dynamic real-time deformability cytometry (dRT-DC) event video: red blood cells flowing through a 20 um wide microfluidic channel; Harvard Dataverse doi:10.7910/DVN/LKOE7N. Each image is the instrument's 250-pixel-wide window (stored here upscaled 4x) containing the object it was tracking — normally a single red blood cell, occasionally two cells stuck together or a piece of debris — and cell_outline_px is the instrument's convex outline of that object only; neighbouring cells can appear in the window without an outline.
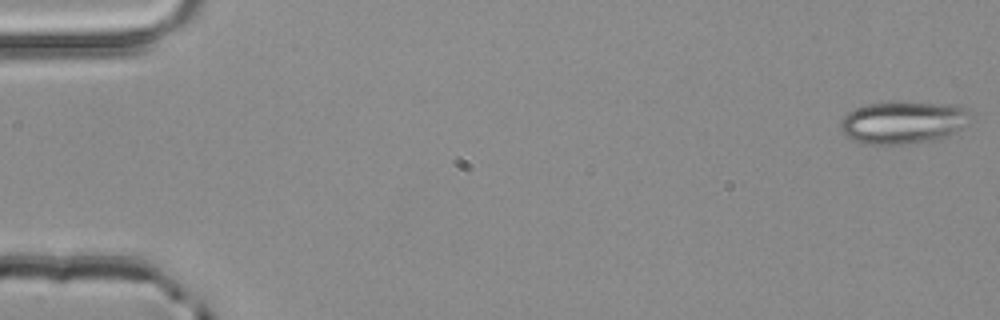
{"species": "common noctule bat (a hibernating species)", "species_latin": "Nyctalus noctula", "temperature_condition": "room temperature", "stored_images_in_passage": 5, "camera_frame_rate_fps": 3000, "um_per_image_px": 0.085, "animal": {"sex": "male", "body_mass_g": 20.4}, "frame": {"image": 1, "passage_image": 1, "time_ms": 0.0, "image_size_px": [1000, 320], "cell_outline_px": [[968, 112], [960, 128], [948, 136], [936, 140], [908, 144], [864, 144], [852, 140], [844, 136], [840, 128], [840, 120], [848, 112], [856, 108], [868, 104], [900, 100], [904, 100], [960, 104], [968, 108]], "centroid_in_image_um": [76.72, 10.37], "position_along_channel_um": 8.3, "area_um2": 32.83}}